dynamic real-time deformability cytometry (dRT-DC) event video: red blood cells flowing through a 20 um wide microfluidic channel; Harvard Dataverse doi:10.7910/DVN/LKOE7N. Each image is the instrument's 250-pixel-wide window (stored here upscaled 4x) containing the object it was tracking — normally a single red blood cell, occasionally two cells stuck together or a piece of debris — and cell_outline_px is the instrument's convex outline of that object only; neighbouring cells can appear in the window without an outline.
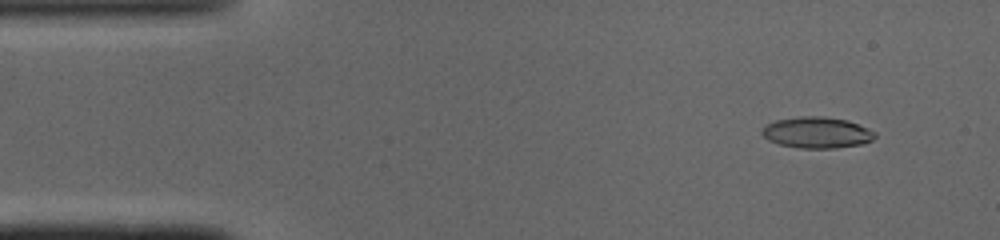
{"species": "common noctule bat (a hibernating species)", "species_latin": "Nyctalus noctula", "temperature_condition": "cold", "stored_images_in_passage": 48, "camera_frame_rate_fps": 3000, "um_per_image_px": 0.085, "animal": {"sex": "male", "body_mass_g": 19.0, "forearm_length_mm": 50.8}, "frame": {"image": 1, "passage_image": 4, "time_ms": 1.0, "image_size_px": [1000, 240], "cell_outline_px": [[876, 136], [872, 140], [864, 144], [836, 148], [800, 148], [780, 144], [768, 140], [760, 132], [768, 124], [776, 120], [800, 116], [824, 116], [848, 120], [868, 128], [876, 132]], "centroid_in_image_um": [69.48, 11.26], "position_along_channel_um": 15.5, "area_um2": 20.58}}
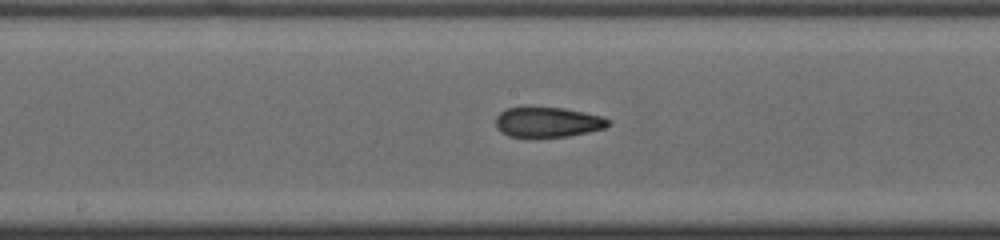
{"frame": {"image": 2, "passage_image": 24, "time_ms": 7.667, "image_size_px": [1000, 240], "cell_outline_px": [[612, 124], [604, 128], [588, 132], [568, 136], [508, 136], [500, 132], [496, 128], [496, 116], [500, 112], [508, 108], [528, 104], [564, 108], [604, 116]], "centroid_in_image_um": [46.53, 10.33], "position_along_channel_um": 201.7, "area_um2": 20.29}}
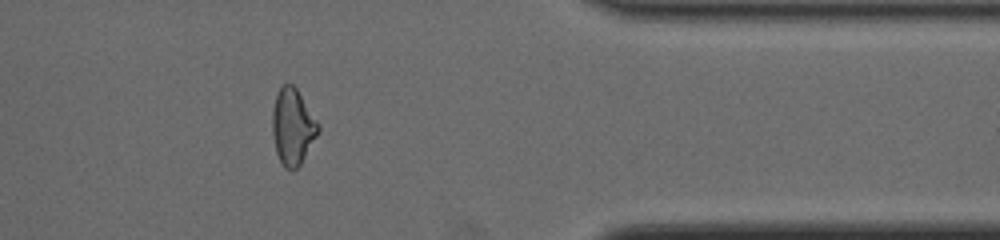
{"frame": {"image": 3, "passage_image": 39, "time_ms": 12.667, "image_size_px": [1000, 240], "cell_outline_px": [[320, 128], [316, 136], [300, 164], [292, 172], [284, 168], [276, 152], [272, 132], [272, 112], [276, 96], [280, 88], [284, 84], [292, 84], [296, 88], [320, 124]], "centroid_in_image_um": [24.87, 10.78], "position_along_channel_um": 386.5, "area_um2": 20.17}, "authors_computed_cell_mechanics": {"area_um2": 20.4901, "velocity_mm_per_s": 4.118, "shape_relaxation_time_tau1_ms": null, "shape_relaxation_time_tau2_ms": 2.6132, "deformation_change_tau1": null, "deformation_change_tau2": 0.0973}}